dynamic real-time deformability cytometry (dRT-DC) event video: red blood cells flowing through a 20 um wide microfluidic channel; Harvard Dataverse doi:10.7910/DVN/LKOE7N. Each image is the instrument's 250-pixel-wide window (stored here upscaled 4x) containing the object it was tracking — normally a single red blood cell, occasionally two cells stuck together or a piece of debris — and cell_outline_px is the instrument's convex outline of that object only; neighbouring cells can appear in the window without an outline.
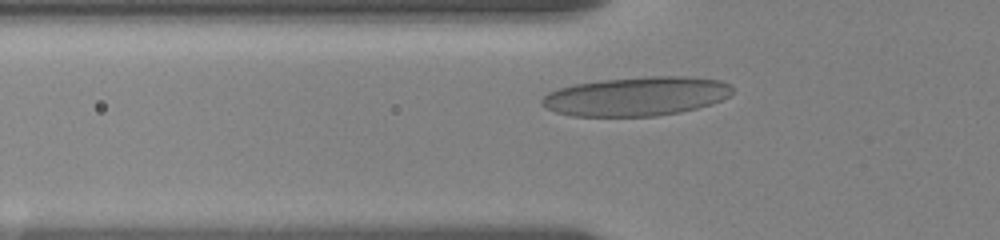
{"species": "human", "species_latin": "Homo sapiens", "temperature_condition": "room temperature", "stored_images_in_passage": 40, "camera_frame_rate_fps": 3000, "um_per_image_px": 0.085, "donor": {"sex": "female"}, "frame": {"image": 1, "passage_image": 10, "time_ms": 3.0, "image_size_px": [1000, 240], "cell_outline_px": [[732, 92], [728, 96], [712, 104], [680, 112], [656, 116], [572, 116], [556, 112], [544, 108], [540, 104], [540, 100], [548, 92], [560, 88], [576, 84], [600, 80], [648, 76], [684, 76], [720, 80], [732, 84]], "centroid_in_image_um": [54.08, 8.19], "position_along_channel_um": 71.7, "area_um2": 43.47}}
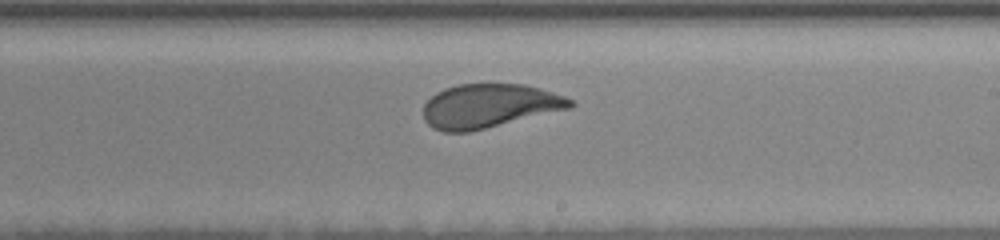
{"frame": {"image": 2, "passage_image": 25, "time_ms": 8.0, "image_size_px": [1000, 240], "cell_outline_px": [[576, 104], [572, 108], [468, 132], [444, 132], [432, 128], [424, 120], [424, 104], [436, 92], [444, 88], [456, 84], [524, 84], [540, 88], [564, 96], [572, 100]], "centroid_in_image_um": [41.58, 9.0], "position_along_channel_um": 247.4, "area_um2": 37.63}}
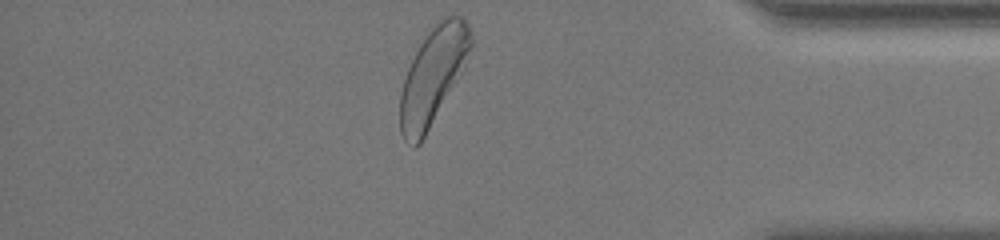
{"frame": {"image": 3, "passage_image": 40, "time_ms": 13.0, "image_size_px": [1000, 240], "cell_outline_px": [[472, 44], [464, 68], [420, 144], [416, 148], [412, 148], [404, 140], [400, 132], [400, 92], [408, 68], [420, 44], [428, 32], [444, 16], [460, 16], [468, 24], [472, 40]], "centroid_in_image_um": [36.79, 6.49], "position_along_channel_um": 398.4, "area_um2": 39.3}, "authors_computed_cell_mechanics": {"area_um2": 38.6393, "velocity_mm_per_s": 3.5098, "shape_relaxation_time_tau1_ms": 3.1254, "shape_relaxation_time_tau2_ms": null, "deformation_change_tau1": 0.1395, "deformation_change_tau2": null}}